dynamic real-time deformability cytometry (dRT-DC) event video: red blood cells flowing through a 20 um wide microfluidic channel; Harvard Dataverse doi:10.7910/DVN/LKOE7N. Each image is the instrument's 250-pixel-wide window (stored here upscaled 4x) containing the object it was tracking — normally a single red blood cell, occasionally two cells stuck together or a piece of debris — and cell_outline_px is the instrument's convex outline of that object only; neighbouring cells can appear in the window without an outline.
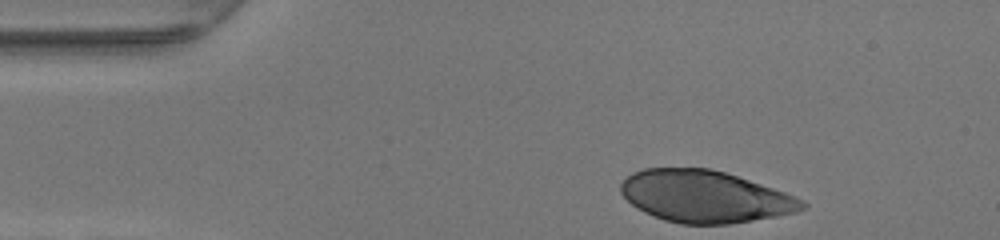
{"species": "human", "species_latin": "Homo sapiens", "temperature_condition": "warm", "stored_images_in_passage": 31, "camera_frame_rate_fps": 3000, "um_per_image_px": 0.085, "donor": {"sex": "female"}, "frame": {"image": 1, "passage_image": 1, "time_ms": 0.0, "image_size_px": [1000, 240], "cell_outline_px": [[808, 208], [796, 212], [776, 216], [728, 224], [680, 224], [664, 220], [644, 212], [632, 204], [620, 192], [620, 184], [632, 172], [644, 168], [708, 168], [724, 172], [796, 196], [804, 200], [808, 204]], "centroid_in_image_um": [59.92, 16.71], "position_along_channel_um": 25.1, "area_um2": 54.68}}